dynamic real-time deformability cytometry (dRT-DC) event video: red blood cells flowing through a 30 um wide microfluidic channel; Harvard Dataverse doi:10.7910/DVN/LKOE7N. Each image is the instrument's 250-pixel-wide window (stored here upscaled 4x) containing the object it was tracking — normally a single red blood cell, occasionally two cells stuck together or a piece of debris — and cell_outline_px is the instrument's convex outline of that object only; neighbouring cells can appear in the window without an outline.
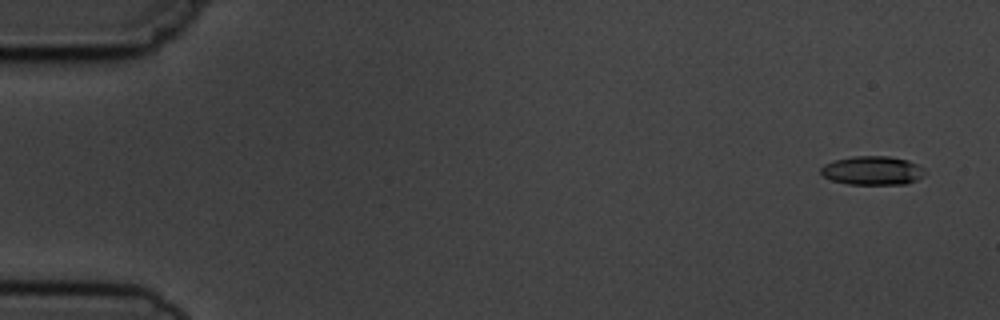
{"species": "common noctule bat (a hibernating species)", "species_latin": "Nyctalus noctula", "temperature_condition": "cold", "stored_images_in_passage": 5, "camera_frame_rate_fps": 3000, "um_per_image_px": 0.085, "animal": {"sex": "male", "body_mass_g": 19.5, "forearm_length_mm": 54.6}, "frame": {"image": 1, "passage_image": 1, "time_ms": 0.0, "image_size_px": [1000, 320], "cell_outline_px": [[924, 176], [916, 180], [904, 184], [848, 184], [832, 180], [824, 176], [820, 172], [820, 168], [824, 164], [836, 160], [852, 156], [888, 156], [908, 160], [924, 168]], "centroid_in_image_um": [74.16, 14.49], "position_along_channel_um": 10.8, "area_um2": 17.4}}
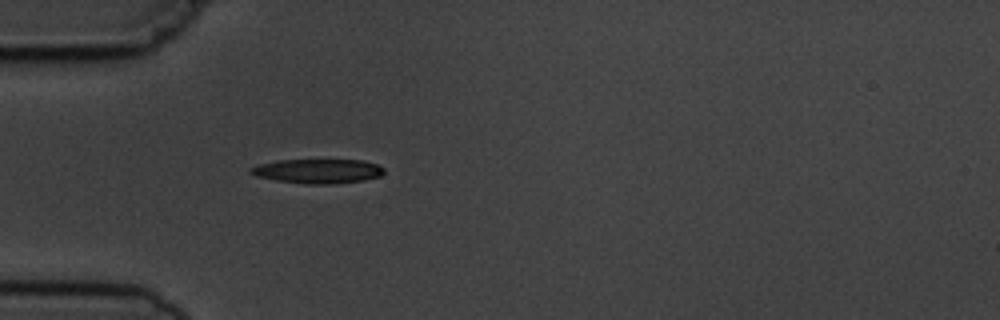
{"frame": {"image": 2, "passage_image": 5, "time_ms": 4.667, "image_size_px": [1000, 320], "cell_outline_px": [[384, 172], [380, 176], [364, 180], [332, 184], [308, 184], [276, 180], [256, 176], [248, 172], [248, 168], [260, 164], [280, 160], [364, 160], [376, 164], [384, 168]], "centroid_in_image_um": [27.01, 14.54], "position_along_channel_um": 58.0, "area_um2": 18.9}}